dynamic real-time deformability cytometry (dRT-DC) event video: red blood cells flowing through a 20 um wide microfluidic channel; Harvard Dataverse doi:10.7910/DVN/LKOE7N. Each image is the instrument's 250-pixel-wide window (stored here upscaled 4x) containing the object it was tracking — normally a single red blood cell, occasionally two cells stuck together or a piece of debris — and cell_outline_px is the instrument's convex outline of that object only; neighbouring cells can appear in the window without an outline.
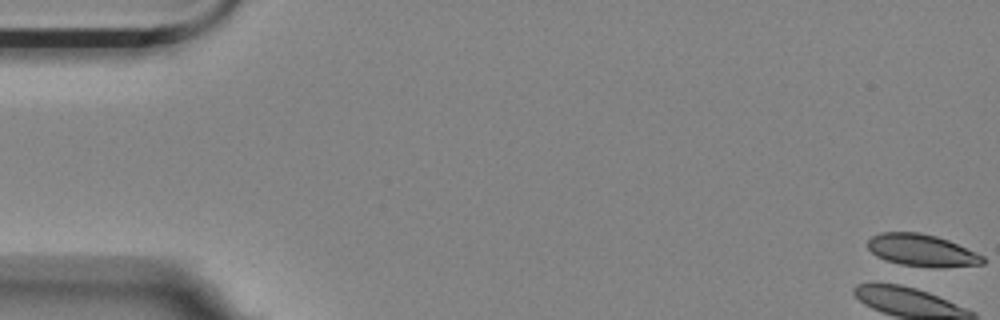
{"species": "Egyptian fruit bat (a non-hibernating species)", "species_latin": "Rousettus aegyptiacus", "temperature_condition": "room temperature", "stored_images_in_passage": 57, "camera_frame_rate_fps": 3000, "um_per_image_px": 0.085, "animal": {"sex": "female"}, "frame": {"image": 1, "passage_image": 1, "time_ms": 0.0, "image_size_px": [1000, 320], "cell_outline_px": [[984, 264], [940, 268], [932, 268], [900, 264], [884, 260], [876, 256], [868, 248], [868, 240], [872, 236], [880, 232], [920, 232], [936, 236], [948, 240], [984, 256]], "centroid_in_image_um": [78.35, 21.29], "position_along_channel_um": 6.7, "area_um2": 21.68}}